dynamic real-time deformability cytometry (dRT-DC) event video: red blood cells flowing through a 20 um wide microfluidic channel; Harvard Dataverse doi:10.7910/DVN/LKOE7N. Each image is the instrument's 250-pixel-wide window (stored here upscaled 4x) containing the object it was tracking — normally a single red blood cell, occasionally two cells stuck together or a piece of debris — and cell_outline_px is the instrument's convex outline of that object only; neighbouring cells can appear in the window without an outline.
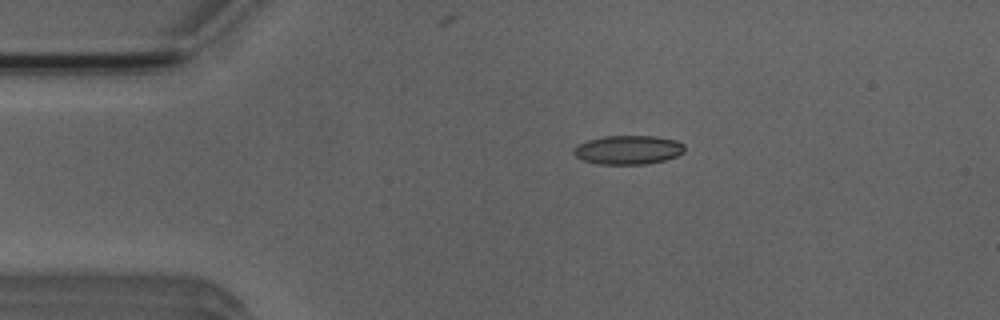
{"species": "Egyptian fruit bat (a non-hibernating species)", "species_latin": "Rousettus aegyptiacus", "temperature_condition": "room temperature", "stored_images_in_passage": 3, "camera_frame_rate_fps": 3000, "um_per_image_px": 0.085, "animal": {"sex": "male"}, "frame": {"image": 1, "passage_image": 2, "time_ms": 1.0, "image_size_px": [1000, 320], "cell_outline_px": [[684, 152], [676, 156], [664, 160], [644, 164], [596, 164], [584, 160], [576, 156], [572, 152], [572, 148], [576, 144], [588, 140], [604, 136], [652, 136], [676, 140], [684, 144]], "centroid_in_image_um": [53.35, 12.73], "position_along_channel_um": 31.6, "area_um2": 18.73}}